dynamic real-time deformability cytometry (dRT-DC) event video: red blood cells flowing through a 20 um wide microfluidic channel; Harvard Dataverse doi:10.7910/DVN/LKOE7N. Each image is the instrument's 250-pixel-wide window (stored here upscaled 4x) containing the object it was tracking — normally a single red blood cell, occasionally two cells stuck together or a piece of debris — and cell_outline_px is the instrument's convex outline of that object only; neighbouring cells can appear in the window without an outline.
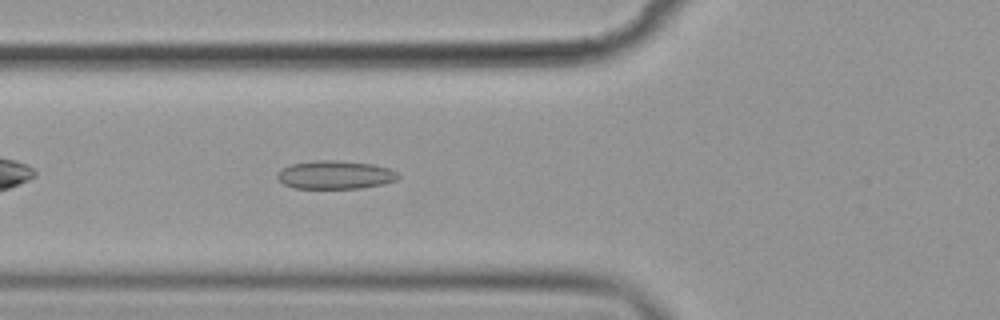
{"species": "common noctule bat (a hibernating species)", "species_latin": "Nyctalus noctula", "temperature_condition": "cold", "stored_images_in_passage": 37, "camera_frame_rate_fps": 3000, "um_per_image_px": 0.085, "animal": {"sex": "female", "body_mass_g": 19.9}, "frame": {"image": 1, "passage_image": 6, "time_ms": 1.667, "image_size_px": [1000, 320], "cell_outline_px": [[400, 176], [396, 180], [384, 184], [360, 188], [296, 188], [284, 184], [276, 176], [276, 172], [280, 168], [292, 164], [316, 160], [336, 160], [372, 164], [388, 168], [396, 172]], "centroid_in_image_um": [28.47, 14.86], "position_along_channel_um": 97.3, "area_um2": 19.94}}
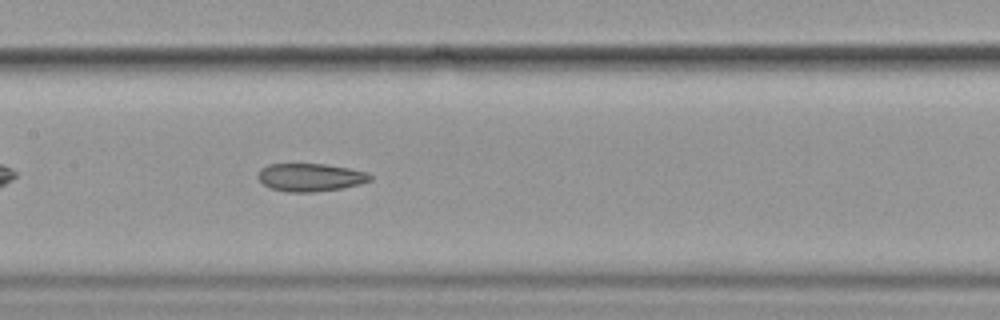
{"frame": {"image": 2, "passage_image": 13, "time_ms": 4.0, "image_size_px": [1000, 320], "cell_outline_px": [[372, 180], [360, 184], [340, 188], [312, 192], [288, 192], [272, 188], [264, 184], [256, 176], [260, 168], [268, 164], [324, 164], [352, 168], [368, 172], [372, 176]], "centroid_in_image_um": [26.4, 15.06], "position_along_channel_um": 181.0, "area_um2": 18.32}}
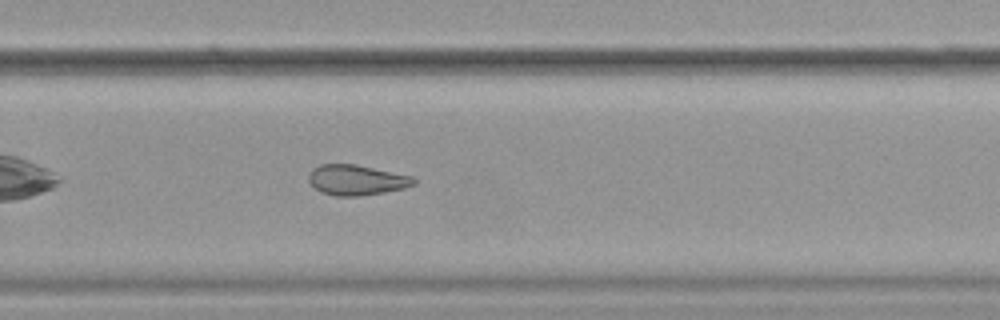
{"frame": {"image": 3, "passage_image": 23, "time_ms": 7.333, "image_size_px": [1000, 320], "cell_outline_px": [[416, 184], [404, 188], [384, 192], [356, 196], [336, 196], [320, 192], [308, 180], [308, 176], [312, 168], [320, 164], [356, 164], [412, 176], [416, 180]], "centroid_in_image_um": [30.29, 15.29], "position_along_channel_um": 299.5, "area_um2": 18.55}, "authors_computed_cell_mechanics": {"area_um2": 18.9006, "velocity_mm_per_s": 3.5732, "shape_relaxation_time_tau1_ms": null, "shape_relaxation_time_tau2_ms": 5.345, "deformation_change_tau1": null, "deformation_change_tau2": 0.1148}}